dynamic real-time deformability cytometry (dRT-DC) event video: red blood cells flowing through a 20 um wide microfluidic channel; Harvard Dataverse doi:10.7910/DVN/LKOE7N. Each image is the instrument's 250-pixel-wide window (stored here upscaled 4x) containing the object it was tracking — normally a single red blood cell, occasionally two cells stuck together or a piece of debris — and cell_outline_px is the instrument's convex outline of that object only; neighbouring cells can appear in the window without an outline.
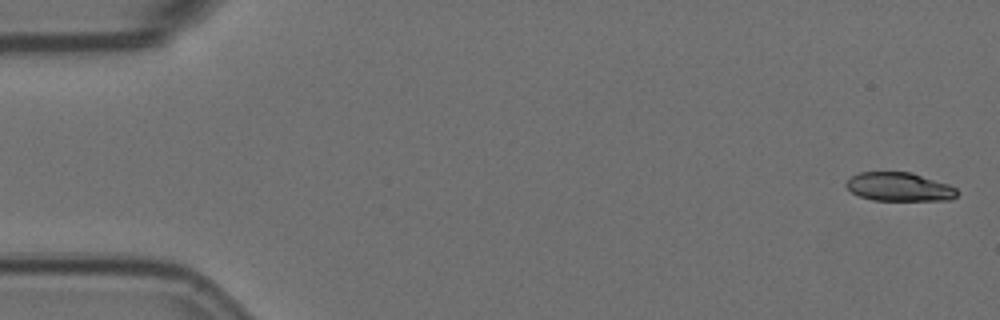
{"species": "Egyptian fruit bat (a non-hibernating species)", "species_latin": "Rousettus aegyptiacus", "temperature_condition": "room temperature", "stored_images_in_passage": 6, "camera_frame_rate_fps": 3000, "um_per_image_px": 0.085, "animal": {"sex": "female"}, "frame": {"image": 1, "passage_image": 1, "time_ms": 0.0, "image_size_px": [1000, 320], "cell_outline_px": [[960, 192], [952, 200], [872, 200], [860, 196], [852, 192], [844, 184], [852, 176], [860, 172], [912, 172], [948, 184], [956, 188]], "centroid_in_image_um": [76.47, 15.88], "position_along_channel_um": 8.5, "area_um2": 18.55}}
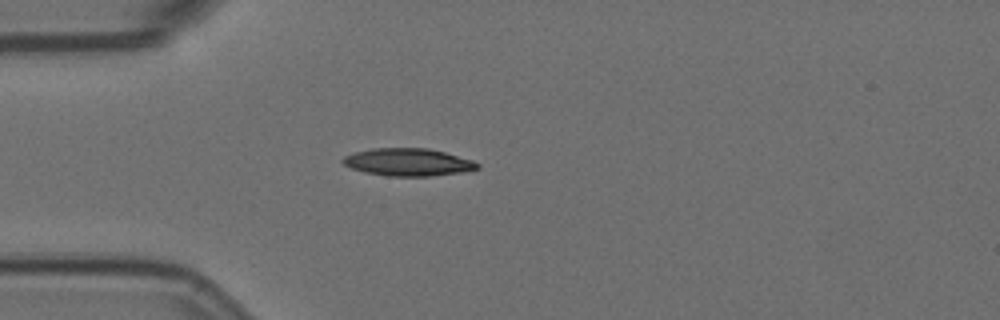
{"frame": {"image": 2, "passage_image": 5, "time_ms": 1.333, "image_size_px": [1000, 320], "cell_outline_px": [[480, 168], [460, 172], [428, 176], [388, 176], [364, 172], [352, 168], [344, 164], [340, 160], [344, 156], [356, 152], [372, 148], [428, 148], [444, 152], [472, 160], [480, 164]], "centroid_in_image_um": [34.67, 13.78], "position_along_channel_um": 50.3, "area_um2": 21.44}}